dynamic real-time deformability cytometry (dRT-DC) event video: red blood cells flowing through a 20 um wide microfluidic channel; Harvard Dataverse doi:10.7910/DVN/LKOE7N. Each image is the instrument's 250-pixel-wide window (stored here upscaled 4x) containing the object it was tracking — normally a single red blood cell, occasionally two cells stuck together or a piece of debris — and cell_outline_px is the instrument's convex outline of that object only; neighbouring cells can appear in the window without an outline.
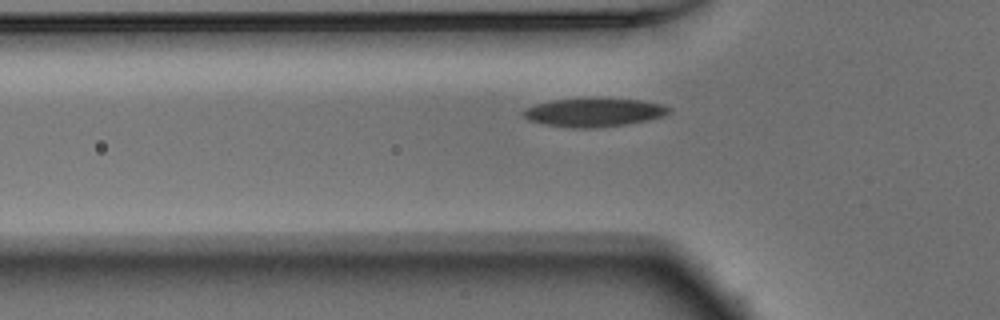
{"species": "Egyptian fruit bat (a non-hibernating species)", "species_latin": "Rousettus aegyptiacus", "temperature_condition": "warm", "stored_images_in_passage": 37, "camera_frame_rate_fps": 3000, "um_per_image_px": 0.085, "animal": {"sex": "male"}, "frame": {"image": 1, "passage_image": 3, "time_ms": 0.667, "image_size_px": [1000, 320], "cell_outline_px": [[672, 112], [664, 116], [648, 120], [628, 124], [596, 128], [572, 128], [544, 124], [528, 120], [520, 112], [524, 108], [536, 104], [552, 100], [600, 96], [640, 100], [660, 104], [672, 108]], "centroid_in_image_um": [50.49, 9.53], "position_along_channel_um": 75.3, "area_um2": 25.09}}
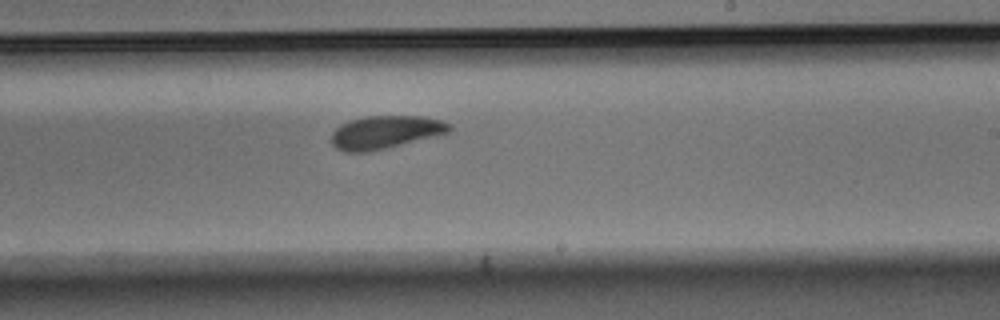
{"frame": {"image": 2, "passage_image": 17, "time_ms": 5.333, "image_size_px": [1000, 320], "cell_outline_px": [[452, 128], [448, 132], [368, 152], [344, 152], [336, 148], [332, 144], [332, 132], [340, 124], [352, 120], [368, 116], [420, 116], [440, 120], [448, 124]], "centroid_in_image_um": [32.68, 11.23], "position_along_channel_um": 256.3, "area_um2": 22.14}}
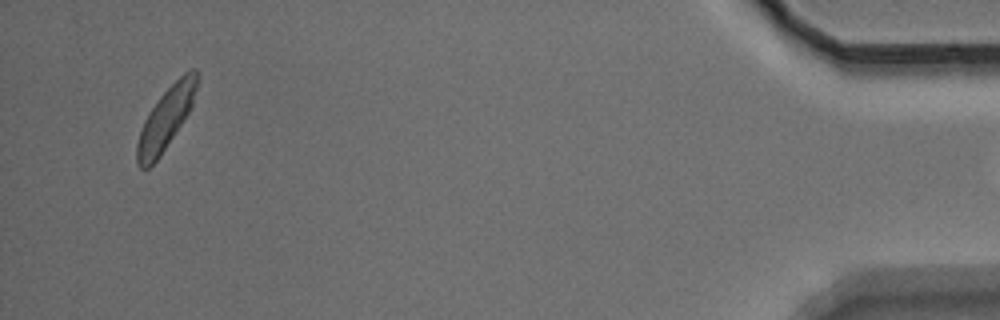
{"frame": {"image": 3, "passage_image": 36, "time_ms": 11.667, "image_size_px": [1000, 320], "cell_outline_px": [[200, 76], [192, 104], [188, 112], [160, 156], [148, 168], [140, 168], [136, 164], [136, 144], [144, 120], [160, 96], [184, 72], [192, 68], [196, 68], [200, 72]], "centroid_in_image_um": [14.1, 10.04], "position_along_channel_um": 421.1, "area_um2": 21.27}}